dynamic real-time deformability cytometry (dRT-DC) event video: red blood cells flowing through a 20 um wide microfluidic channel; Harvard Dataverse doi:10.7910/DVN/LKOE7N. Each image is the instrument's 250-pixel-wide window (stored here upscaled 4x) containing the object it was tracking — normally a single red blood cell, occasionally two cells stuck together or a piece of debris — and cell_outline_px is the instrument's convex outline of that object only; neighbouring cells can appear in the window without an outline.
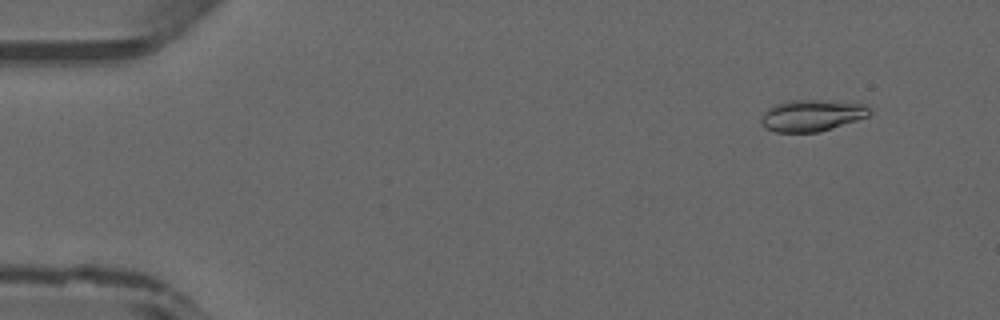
{"species": "common noctule bat (a hibernating species)", "species_latin": "Nyctalus noctula", "temperature_condition": "warm", "stored_images_in_passage": 47, "camera_frame_rate_fps": 3000, "um_per_image_px": 0.085, "animal": {"sex": "male", "forearm_length_mm": 52.5}, "frame": {"image": 1, "passage_image": 5, "time_ms": 1.333, "image_size_px": [1000, 320], "cell_outline_px": [[872, 112], [868, 116], [820, 132], [776, 132], [768, 128], [760, 120], [760, 116], [768, 108], [776, 104], [788, 100], [860, 100]], "centroid_in_image_um": [69.08, 9.78], "position_along_channel_um": 15.9, "area_um2": 20.29}}
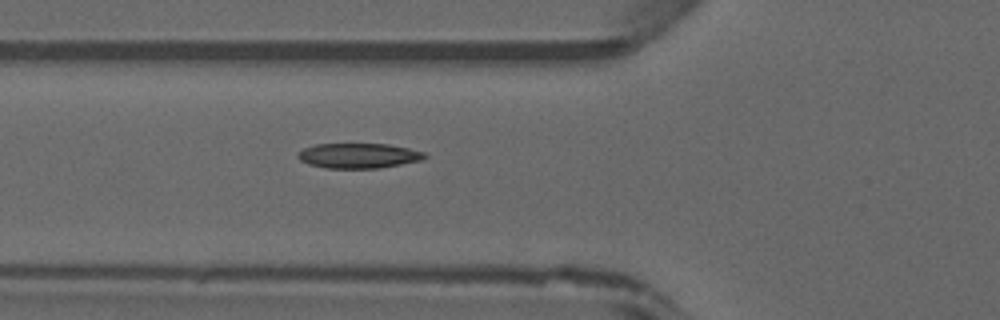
{"frame": {"image": 2, "passage_image": 18, "time_ms": 5.667, "image_size_px": [1000, 320], "cell_outline_px": [[428, 156], [420, 160], [380, 168], [328, 168], [308, 164], [300, 160], [296, 156], [304, 148], [316, 144], [388, 144], [408, 148], [424, 152]], "centroid_in_image_um": [30.47, 13.23], "position_along_channel_um": 95.3, "area_um2": 18.32}}
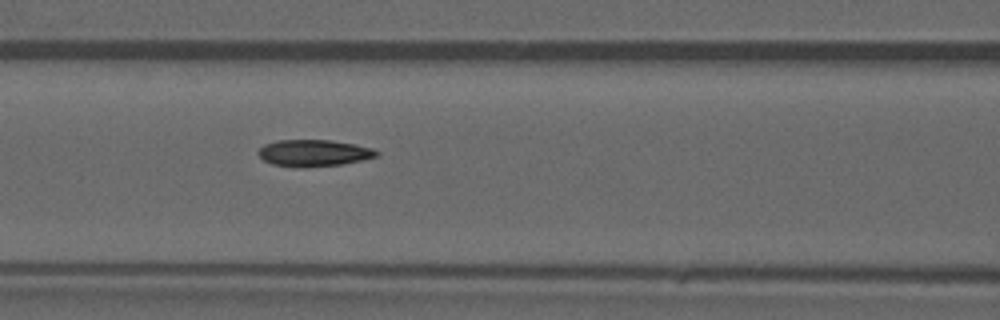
{"frame": {"image": 3, "passage_image": 21, "time_ms": 6.667, "image_size_px": [1000, 320], "cell_outline_px": [[380, 152], [376, 156], [360, 160], [340, 164], [300, 168], [272, 164], [264, 160], [256, 152], [264, 144], [276, 140], [332, 140], [356, 144], [372, 148]], "centroid_in_image_um": [26.64, 13.0], "position_along_channel_um": 140.0, "area_um2": 18.38}}